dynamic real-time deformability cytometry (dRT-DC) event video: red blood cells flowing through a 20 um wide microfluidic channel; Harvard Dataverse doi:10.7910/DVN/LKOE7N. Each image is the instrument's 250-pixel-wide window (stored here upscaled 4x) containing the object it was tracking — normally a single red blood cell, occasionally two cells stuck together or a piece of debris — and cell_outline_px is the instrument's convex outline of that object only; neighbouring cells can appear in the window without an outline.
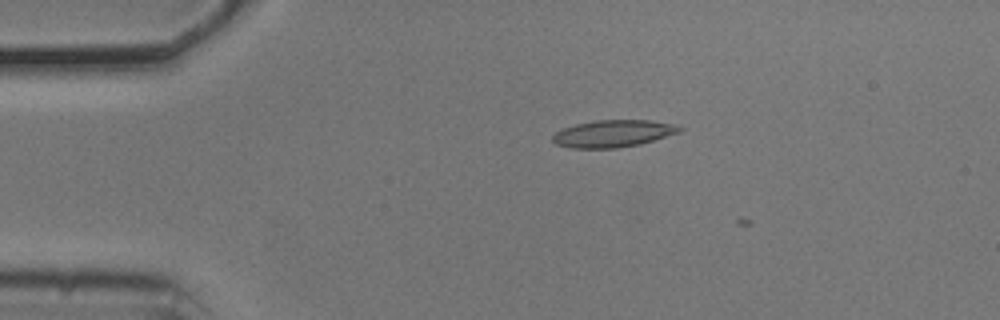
{"species": "common noctule bat (a hibernating species)", "species_latin": "Nyctalus noctula", "temperature_condition": "cold", "stored_images_in_passage": 3, "camera_frame_rate_fps": 3000, "um_per_image_px": 0.085, "animal": {"sex": "male", "body_mass_g": 20.5, "forearm_length_mm": 52.5}, "frame": {"image": 1, "passage_image": 1, "time_ms": 0.0, "image_size_px": [1000, 320], "cell_outline_px": [[684, 128], [680, 132], [640, 144], [616, 148], [572, 148], [556, 144], [552, 140], [552, 136], [556, 132], [564, 128], [576, 124], [596, 120], [652, 120], [672, 124]], "centroid_in_image_um": [52.12, 11.35], "position_along_channel_um": 32.9, "area_um2": 19.94}}